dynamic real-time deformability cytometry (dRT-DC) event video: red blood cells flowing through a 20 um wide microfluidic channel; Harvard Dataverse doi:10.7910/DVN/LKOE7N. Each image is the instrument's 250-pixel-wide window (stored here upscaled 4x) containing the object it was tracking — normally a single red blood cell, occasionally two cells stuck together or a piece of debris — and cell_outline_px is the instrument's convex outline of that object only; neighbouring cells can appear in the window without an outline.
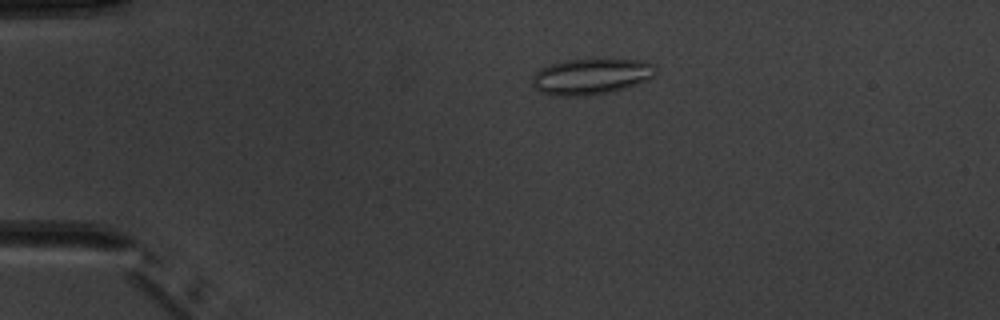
{"species": "common noctule bat (a hibernating species)", "species_latin": "Nyctalus noctula", "temperature_condition": "warm", "stored_images_in_passage": 4, "camera_frame_rate_fps": 3000, "um_per_image_px": 0.085, "animal": {"sex": "male", "body_mass_g": 20.1, "forearm_length_mm": 53.5}, "frame": {"image": 1, "passage_image": 3, "time_ms": 2.333, "image_size_px": [1000, 320], "cell_outline_px": [[656, 72], [648, 80], [612, 92], [580, 96], [556, 96], [540, 92], [532, 84], [532, 76], [540, 68], [548, 64], [568, 60], [604, 56], [640, 60], [652, 64], [656, 68]], "centroid_in_image_um": [50.25, 6.45], "position_along_channel_um": 34.7, "area_um2": 26.7}}